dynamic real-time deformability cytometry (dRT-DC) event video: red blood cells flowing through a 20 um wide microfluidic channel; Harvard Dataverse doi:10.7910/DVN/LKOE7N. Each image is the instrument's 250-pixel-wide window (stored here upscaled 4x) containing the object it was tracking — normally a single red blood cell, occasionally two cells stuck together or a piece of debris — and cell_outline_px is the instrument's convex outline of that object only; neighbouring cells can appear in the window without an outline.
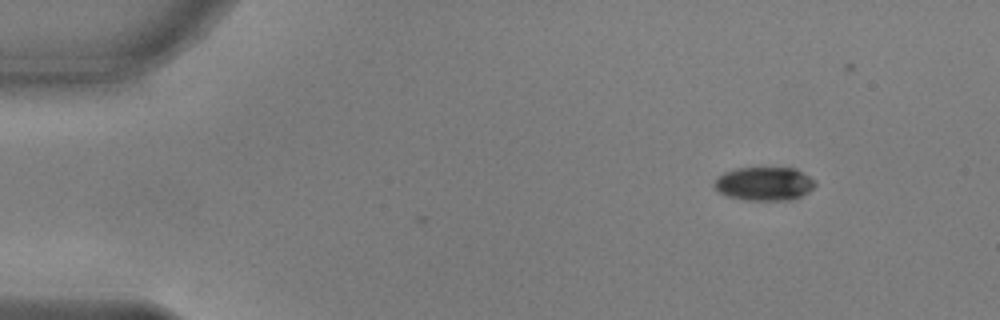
{"species": "common noctule bat (a hibernating species)", "species_latin": "Nyctalus noctula", "temperature_condition": "warm", "stored_images_in_passage": 2, "camera_frame_rate_fps": 3000, "um_per_image_px": 0.085, "animal": {"sex": "male", "body_mass_g": 17.9, "forearm_length_mm": 54.2}, "frame": {"image": 1, "passage_image": 2, "time_ms": 0.333, "image_size_px": [1000, 320], "cell_outline_px": [[816, 184], [808, 192], [800, 196], [788, 200], [744, 200], [728, 196], [720, 192], [712, 184], [716, 176], [724, 172], [736, 168], [796, 168], [816, 180]], "centroid_in_image_um": [64.95, 15.61], "position_along_channel_um": 20.1, "area_um2": 19.83}}